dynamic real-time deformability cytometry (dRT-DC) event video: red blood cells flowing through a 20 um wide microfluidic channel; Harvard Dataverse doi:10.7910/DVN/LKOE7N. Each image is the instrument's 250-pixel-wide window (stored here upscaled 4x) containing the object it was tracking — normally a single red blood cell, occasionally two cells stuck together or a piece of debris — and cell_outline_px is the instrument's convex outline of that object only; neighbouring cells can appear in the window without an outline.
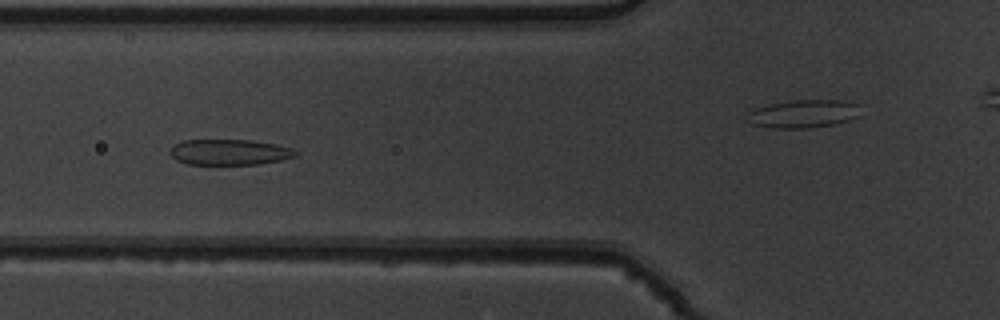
{"species": "common noctule bat (a hibernating species)", "species_latin": "Nyctalus noctula", "temperature_condition": "warm", "stored_images_in_passage": 53, "segment_of_instrument_passage": [1, 2], "camera_frame_rate_fps": 3000, "um_per_image_px": 0.085, "animal": {"sex": "male", "body_mass_g": 19.5, "forearm_length_mm": 54.6}, "frame": {"image": 1, "passage_image": 20, "time_ms": 6.333, "image_size_px": [1000, 320], "cell_outline_px": [[296, 156], [280, 160], [256, 164], [188, 164], [176, 160], [168, 152], [176, 144], [184, 140], [252, 140], [276, 144], [292, 148], [296, 152]], "centroid_in_image_um": [19.5, 12.93], "position_along_channel_um": 106.3, "area_um2": 18.61}}
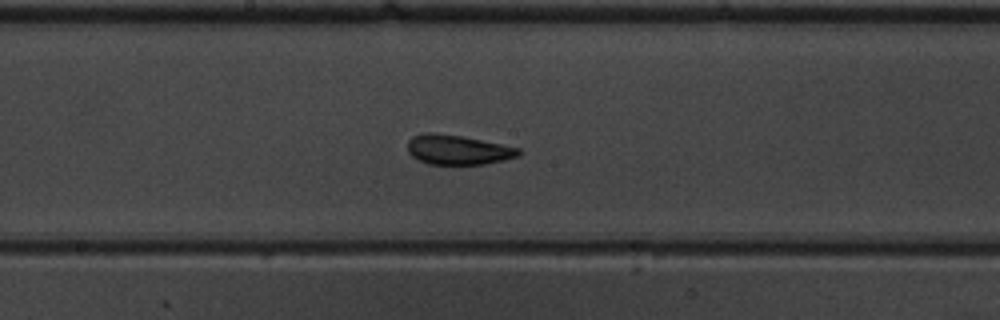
{"frame": {"image": 2, "passage_image": 28, "time_ms": 9.0, "image_size_px": [1000, 320], "cell_outline_px": [[520, 156], [504, 160], [484, 164], [428, 164], [412, 156], [408, 152], [408, 140], [412, 136], [428, 132], [432, 132], [460, 136], [520, 148]], "centroid_in_image_um": [38.91, 12.73], "position_along_channel_um": 209.3, "area_um2": 19.02}}
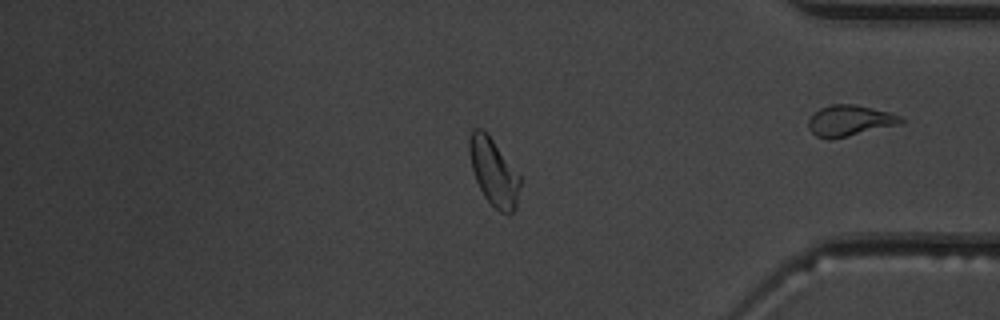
{"frame": {"image": 3, "passage_image": 44, "time_ms": 14.333, "image_size_px": [1000, 320], "cell_outline_px": [[520, 184], [516, 208], [508, 216], [500, 212], [484, 196], [476, 180], [472, 168], [468, 152], [468, 140], [472, 128], [480, 128], [492, 140], [520, 176]], "centroid_in_image_um": [41.95, 14.65], "position_along_channel_um": 393.3, "area_um2": 19.54}}